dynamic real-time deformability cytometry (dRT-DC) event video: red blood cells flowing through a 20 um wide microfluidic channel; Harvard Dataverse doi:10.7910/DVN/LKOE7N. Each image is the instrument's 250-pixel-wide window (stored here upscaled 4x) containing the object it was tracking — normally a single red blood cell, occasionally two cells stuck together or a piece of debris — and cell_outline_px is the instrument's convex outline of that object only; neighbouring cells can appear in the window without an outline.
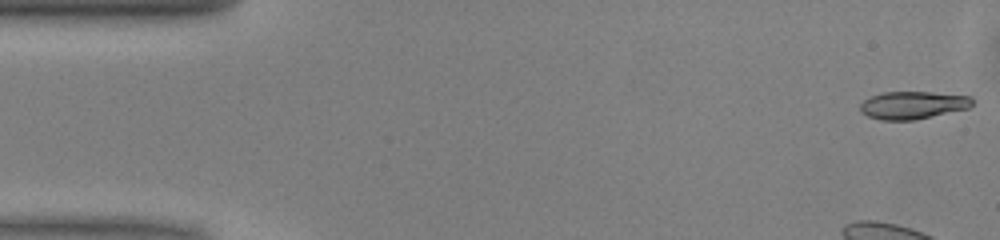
{"species": "common noctule bat (a hibernating species)", "species_latin": "Nyctalus noctula", "temperature_condition": "warm", "stored_images_in_passage": 17, "camera_frame_rate_fps": 3000, "um_per_image_px": 0.085, "animal": {"sex": "male", "body_mass_g": 13.0, "forearm_length_mm": 53.1}, "frame": {"image": 1, "passage_image": 1, "time_ms": 0.0, "image_size_px": [1000, 240], "cell_outline_px": [[976, 100], [968, 108], [916, 120], [880, 120], [868, 116], [860, 112], [860, 104], [864, 100], [880, 92], [932, 92], [972, 96]], "centroid_in_image_um": [77.6, 8.93], "position_along_channel_um": 7.4, "area_um2": 18.26}}